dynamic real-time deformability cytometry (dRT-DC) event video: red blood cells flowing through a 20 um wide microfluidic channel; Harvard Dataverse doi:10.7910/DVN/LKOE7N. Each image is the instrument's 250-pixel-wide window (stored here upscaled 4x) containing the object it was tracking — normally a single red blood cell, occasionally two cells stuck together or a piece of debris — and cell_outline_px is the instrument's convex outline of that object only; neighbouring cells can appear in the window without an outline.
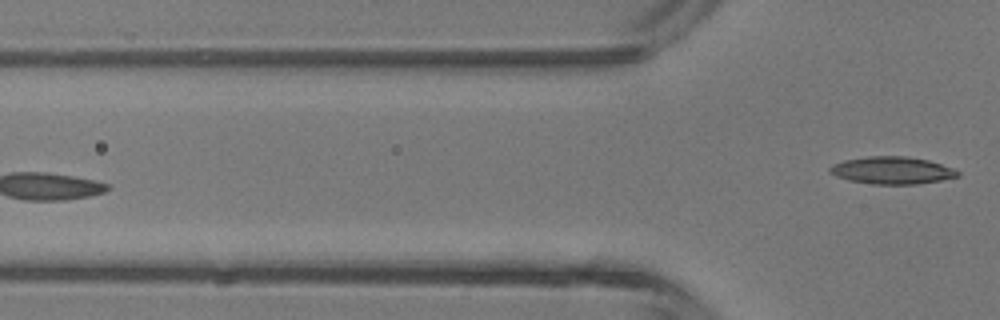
{"species": "common noctule bat (a hibernating species)", "species_latin": "Nyctalus noctula", "temperature_condition": "room temperature", "stored_images_in_passage": 5, "camera_frame_rate_fps": 3000, "um_per_image_px": 0.085, "animal": {"sex": "male", "body_mass_g": 13.3}, "frame": {"image": 1, "passage_image": 5, "time_ms": 4.333, "image_size_px": [1000, 320], "cell_outline_px": [[960, 176], [940, 180], [916, 184], [872, 184], [848, 180], [836, 176], [828, 172], [828, 168], [832, 164], [844, 160], [868, 156], [904, 156], [928, 160], [952, 168], [960, 172]], "centroid_in_image_um": [75.78, 14.48], "position_along_channel_um": 50.0, "area_um2": 20.35}}